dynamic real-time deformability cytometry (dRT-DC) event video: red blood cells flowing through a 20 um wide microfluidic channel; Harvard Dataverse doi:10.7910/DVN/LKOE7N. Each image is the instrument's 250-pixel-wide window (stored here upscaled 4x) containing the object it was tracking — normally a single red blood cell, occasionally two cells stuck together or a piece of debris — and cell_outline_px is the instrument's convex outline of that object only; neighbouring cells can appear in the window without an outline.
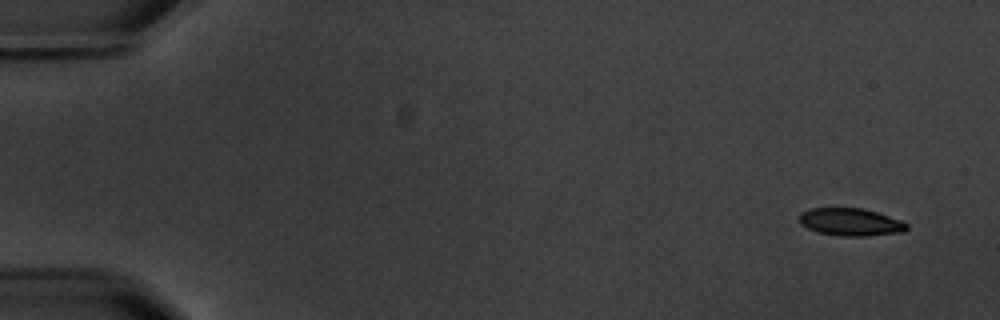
{"species": "common noctule bat (a hibernating species)", "species_latin": "Nyctalus noctula", "temperature_condition": "warm", "stored_images_in_passage": 6, "camera_frame_rate_fps": 3000, "um_per_image_px": 0.085, "animal": {"sex": "male", "body_mass_g": 20.1, "forearm_length_mm": 53.5}, "frame": {"image": 1, "passage_image": 1, "time_ms": 0.0, "image_size_px": [1000, 320], "cell_outline_px": [[908, 228], [904, 232], [864, 236], [840, 236], [816, 232], [800, 224], [800, 212], [808, 208], [864, 208], [900, 220], [908, 224]], "centroid_in_image_um": [72.28, 18.87], "position_along_channel_um": 12.7, "area_um2": 17.34}}